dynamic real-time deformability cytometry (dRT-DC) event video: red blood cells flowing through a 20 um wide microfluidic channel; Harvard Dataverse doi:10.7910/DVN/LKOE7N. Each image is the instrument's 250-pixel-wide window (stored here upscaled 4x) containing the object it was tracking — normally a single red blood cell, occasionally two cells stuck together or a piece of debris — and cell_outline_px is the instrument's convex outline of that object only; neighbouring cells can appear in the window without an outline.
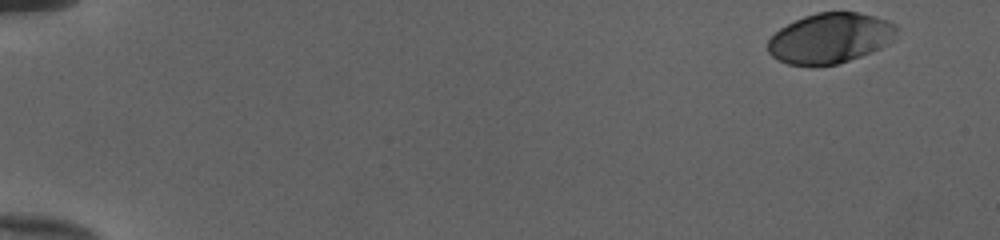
{"species": "human", "species_latin": "Homo sapiens", "temperature_condition": "cold", "stored_images_in_passage": 50, "camera_frame_rate_fps": 3000, "um_per_image_px": 0.085, "donor": {"sex": "female"}, "frame": {"image": 1, "passage_image": 1, "time_ms": 0.0, "image_size_px": [1000, 240], "cell_outline_px": [[896, 40], [872, 52], [836, 64], [812, 68], [788, 64], [772, 56], [768, 52], [768, 40], [780, 28], [804, 16], [816, 12], [856, 12], [888, 20], [896, 24]], "centroid_in_image_um": [70.57, 3.27], "position_along_channel_um": 14.4, "area_um2": 38.03}}
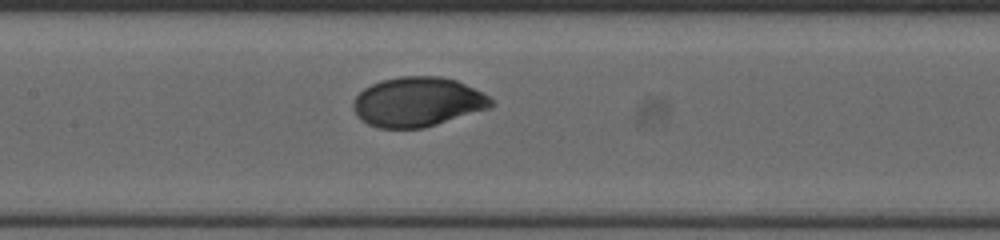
{"frame": {"image": 2, "passage_image": 25, "time_ms": 8.0, "image_size_px": [1000, 240], "cell_outline_px": [[496, 104], [492, 108], [424, 128], [376, 128], [360, 120], [356, 116], [352, 108], [352, 100], [364, 88], [380, 80], [400, 76], [440, 76], [456, 80], [496, 100]], "centroid_in_image_um": [35.49, 8.67], "position_along_channel_um": 171.9, "area_um2": 40.29}}
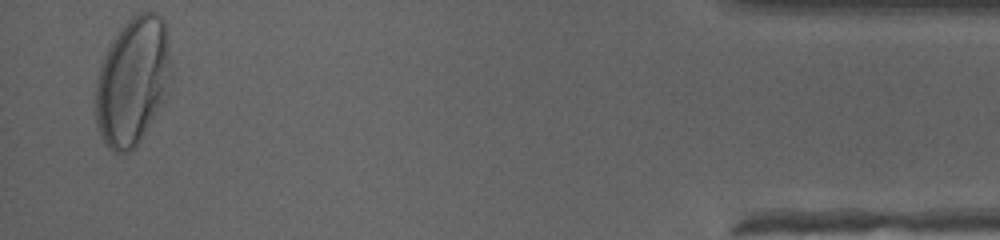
{"frame": {"image": 3, "passage_image": 49, "time_ms": 16.0, "image_size_px": [1000, 240], "cell_outline_px": [[168, 60], [160, 96], [152, 116], [136, 148], [132, 152], [120, 156], [112, 152], [104, 144], [100, 136], [96, 124], [96, 76], [100, 64], [108, 48], [124, 24], [132, 16], [140, 12], [156, 12], [164, 20], [168, 32]], "centroid_in_image_um": [11.15, 6.93], "position_along_channel_um": 424.0, "area_um2": 54.39}, "authors_computed_cell_mechanics": {"area_um2": 39.3618, "velocity_mm_per_s": 3.9846, "shape_relaxation_time_tau1_ms": 3.4215, "shape_relaxation_time_tau2_ms": null, "deformation_change_tau1": 0.1746, "deformation_change_tau2": null}}